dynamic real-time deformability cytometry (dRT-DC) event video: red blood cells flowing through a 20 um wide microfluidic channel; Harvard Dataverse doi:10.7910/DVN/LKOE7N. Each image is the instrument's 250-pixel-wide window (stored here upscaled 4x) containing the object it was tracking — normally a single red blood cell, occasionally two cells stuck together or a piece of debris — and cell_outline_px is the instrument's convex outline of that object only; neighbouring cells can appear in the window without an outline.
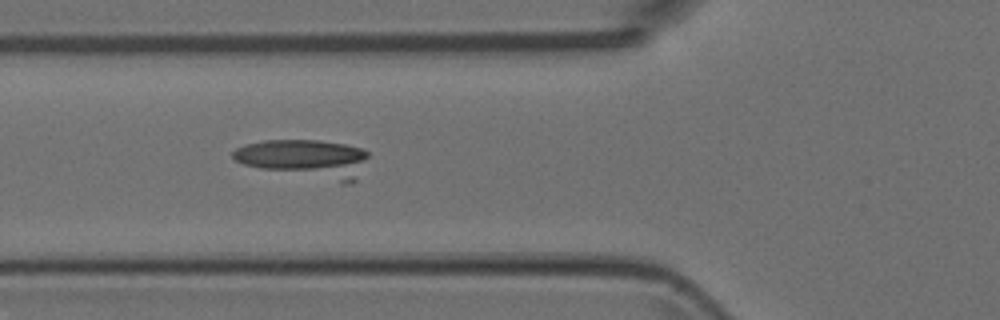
{"species": "Egyptian fruit bat (a non-hibernating species)", "species_latin": "Rousettus aegyptiacus", "temperature_condition": "room temperature", "stored_images_in_passage": 2, "camera_frame_rate_fps": 3000, "um_per_image_px": 0.085, "animal": {"sex": "female"}, "frame": {"image": 1, "passage_image": 2, "time_ms": 0.333, "image_size_px": [1000, 320], "cell_outline_px": [[368, 156], [356, 180], [352, 184], [340, 184], [260, 168], [244, 164], [236, 160], [232, 156], [232, 152], [236, 148], [244, 144], [264, 140], [320, 140], [344, 144], [364, 148], [368, 152]], "centroid_in_image_um": [25.98, 13.5], "position_along_channel_um": 99.8, "area_um2": 30.63}}